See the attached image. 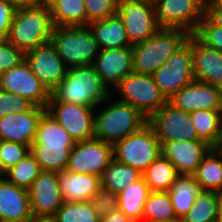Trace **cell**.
I'll return each instance as SVG.
<instances>
[{
  "instance_id": "obj_5",
  "label": "cell",
  "mask_w": 222,
  "mask_h": 222,
  "mask_svg": "<svg viewBox=\"0 0 222 222\" xmlns=\"http://www.w3.org/2000/svg\"><path fill=\"white\" fill-rule=\"evenodd\" d=\"M50 43L68 69L92 65L100 50L89 26L54 27Z\"/></svg>"
},
{
  "instance_id": "obj_46",
  "label": "cell",
  "mask_w": 222,
  "mask_h": 222,
  "mask_svg": "<svg viewBox=\"0 0 222 222\" xmlns=\"http://www.w3.org/2000/svg\"><path fill=\"white\" fill-rule=\"evenodd\" d=\"M100 222H134V221L130 219L124 212H122L117 208L108 215L100 217Z\"/></svg>"
},
{
  "instance_id": "obj_9",
  "label": "cell",
  "mask_w": 222,
  "mask_h": 222,
  "mask_svg": "<svg viewBox=\"0 0 222 222\" xmlns=\"http://www.w3.org/2000/svg\"><path fill=\"white\" fill-rule=\"evenodd\" d=\"M159 90L169 100L194 79L192 46L186 42L152 75Z\"/></svg>"
},
{
  "instance_id": "obj_19",
  "label": "cell",
  "mask_w": 222,
  "mask_h": 222,
  "mask_svg": "<svg viewBox=\"0 0 222 222\" xmlns=\"http://www.w3.org/2000/svg\"><path fill=\"white\" fill-rule=\"evenodd\" d=\"M45 113L46 108L34 105L26 112L0 117V140L30 147L37 133L38 123Z\"/></svg>"
},
{
  "instance_id": "obj_52",
  "label": "cell",
  "mask_w": 222,
  "mask_h": 222,
  "mask_svg": "<svg viewBox=\"0 0 222 222\" xmlns=\"http://www.w3.org/2000/svg\"><path fill=\"white\" fill-rule=\"evenodd\" d=\"M220 104L222 107V84L219 86Z\"/></svg>"
},
{
  "instance_id": "obj_32",
  "label": "cell",
  "mask_w": 222,
  "mask_h": 222,
  "mask_svg": "<svg viewBox=\"0 0 222 222\" xmlns=\"http://www.w3.org/2000/svg\"><path fill=\"white\" fill-rule=\"evenodd\" d=\"M50 12L54 27L87 26L84 0H59Z\"/></svg>"
},
{
  "instance_id": "obj_26",
  "label": "cell",
  "mask_w": 222,
  "mask_h": 222,
  "mask_svg": "<svg viewBox=\"0 0 222 222\" xmlns=\"http://www.w3.org/2000/svg\"><path fill=\"white\" fill-rule=\"evenodd\" d=\"M198 137L211 147L222 143V110H197L190 113Z\"/></svg>"
},
{
  "instance_id": "obj_15",
  "label": "cell",
  "mask_w": 222,
  "mask_h": 222,
  "mask_svg": "<svg viewBox=\"0 0 222 222\" xmlns=\"http://www.w3.org/2000/svg\"><path fill=\"white\" fill-rule=\"evenodd\" d=\"M24 61L50 93L62 82L68 70L50 42L25 52Z\"/></svg>"
},
{
  "instance_id": "obj_20",
  "label": "cell",
  "mask_w": 222,
  "mask_h": 222,
  "mask_svg": "<svg viewBox=\"0 0 222 222\" xmlns=\"http://www.w3.org/2000/svg\"><path fill=\"white\" fill-rule=\"evenodd\" d=\"M168 101L176 108L190 113L201 109L222 110L219 87L197 80L182 87Z\"/></svg>"
},
{
  "instance_id": "obj_2",
  "label": "cell",
  "mask_w": 222,
  "mask_h": 222,
  "mask_svg": "<svg viewBox=\"0 0 222 222\" xmlns=\"http://www.w3.org/2000/svg\"><path fill=\"white\" fill-rule=\"evenodd\" d=\"M110 95L101 105L105 108L97 113L94 112V138L103 142L114 144L122 138L140 130L148 123V118L145 117L134 106L111 99Z\"/></svg>"
},
{
  "instance_id": "obj_36",
  "label": "cell",
  "mask_w": 222,
  "mask_h": 222,
  "mask_svg": "<svg viewBox=\"0 0 222 222\" xmlns=\"http://www.w3.org/2000/svg\"><path fill=\"white\" fill-rule=\"evenodd\" d=\"M42 172L35 157L29 152L15 166L5 172L6 179L17 187L28 190Z\"/></svg>"
},
{
  "instance_id": "obj_23",
  "label": "cell",
  "mask_w": 222,
  "mask_h": 222,
  "mask_svg": "<svg viewBox=\"0 0 222 222\" xmlns=\"http://www.w3.org/2000/svg\"><path fill=\"white\" fill-rule=\"evenodd\" d=\"M58 181L64 202L90 201L101 188L100 176L67 170L58 173Z\"/></svg>"
},
{
  "instance_id": "obj_29",
  "label": "cell",
  "mask_w": 222,
  "mask_h": 222,
  "mask_svg": "<svg viewBox=\"0 0 222 222\" xmlns=\"http://www.w3.org/2000/svg\"><path fill=\"white\" fill-rule=\"evenodd\" d=\"M141 178L142 173L139 170L120 163L114 158L100 176L101 187L111 190L117 195Z\"/></svg>"
},
{
  "instance_id": "obj_38",
  "label": "cell",
  "mask_w": 222,
  "mask_h": 222,
  "mask_svg": "<svg viewBox=\"0 0 222 222\" xmlns=\"http://www.w3.org/2000/svg\"><path fill=\"white\" fill-rule=\"evenodd\" d=\"M193 35L205 46L222 51V27L214 25L205 15Z\"/></svg>"
},
{
  "instance_id": "obj_25",
  "label": "cell",
  "mask_w": 222,
  "mask_h": 222,
  "mask_svg": "<svg viewBox=\"0 0 222 222\" xmlns=\"http://www.w3.org/2000/svg\"><path fill=\"white\" fill-rule=\"evenodd\" d=\"M203 191L222 192V149L211 147L193 174Z\"/></svg>"
},
{
  "instance_id": "obj_14",
  "label": "cell",
  "mask_w": 222,
  "mask_h": 222,
  "mask_svg": "<svg viewBox=\"0 0 222 222\" xmlns=\"http://www.w3.org/2000/svg\"><path fill=\"white\" fill-rule=\"evenodd\" d=\"M0 89L27 98L43 108L47 107L51 95L25 61L0 75Z\"/></svg>"
},
{
  "instance_id": "obj_43",
  "label": "cell",
  "mask_w": 222,
  "mask_h": 222,
  "mask_svg": "<svg viewBox=\"0 0 222 222\" xmlns=\"http://www.w3.org/2000/svg\"><path fill=\"white\" fill-rule=\"evenodd\" d=\"M24 61V52L6 39L0 40V75Z\"/></svg>"
},
{
  "instance_id": "obj_42",
  "label": "cell",
  "mask_w": 222,
  "mask_h": 222,
  "mask_svg": "<svg viewBox=\"0 0 222 222\" xmlns=\"http://www.w3.org/2000/svg\"><path fill=\"white\" fill-rule=\"evenodd\" d=\"M90 203L95 213L103 217L118 208V195L101 187L91 198Z\"/></svg>"
},
{
  "instance_id": "obj_35",
  "label": "cell",
  "mask_w": 222,
  "mask_h": 222,
  "mask_svg": "<svg viewBox=\"0 0 222 222\" xmlns=\"http://www.w3.org/2000/svg\"><path fill=\"white\" fill-rule=\"evenodd\" d=\"M178 219L168 192L151 191L144 204L142 221Z\"/></svg>"
},
{
  "instance_id": "obj_40",
  "label": "cell",
  "mask_w": 222,
  "mask_h": 222,
  "mask_svg": "<svg viewBox=\"0 0 222 222\" xmlns=\"http://www.w3.org/2000/svg\"><path fill=\"white\" fill-rule=\"evenodd\" d=\"M119 0H84L87 26L116 14Z\"/></svg>"
},
{
  "instance_id": "obj_24",
  "label": "cell",
  "mask_w": 222,
  "mask_h": 222,
  "mask_svg": "<svg viewBox=\"0 0 222 222\" xmlns=\"http://www.w3.org/2000/svg\"><path fill=\"white\" fill-rule=\"evenodd\" d=\"M100 50L132 46L117 14L88 24Z\"/></svg>"
},
{
  "instance_id": "obj_4",
  "label": "cell",
  "mask_w": 222,
  "mask_h": 222,
  "mask_svg": "<svg viewBox=\"0 0 222 222\" xmlns=\"http://www.w3.org/2000/svg\"><path fill=\"white\" fill-rule=\"evenodd\" d=\"M189 36L190 33L181 28H160L149 39L132 45L134 73L153 75Z\"/></svg>"
},
{
  "instance_id": "obj_21",
  "label": "cell",
  "mask_w": 222,
  "mask_h": 222,
  "mask_svg": "<svg viewBox=\"0 0 222 222\" xmlns=\"http://www.w3.org/2000/svg\"><path fill=\"white\" fill-rule=\"evenodd\" d=\"M187 42L192 46L194 79L219 87L222 84V51L205 46L193 34Z\"/></svg>"
},
{
  "instance_id": "obj_8",
  "label": "cell",
  "mask_w": 222,
  "mask_h": 222,
  "mask_svg": "<svg viewBox=\"0 0 222 222\" xmlns=\"http://www.w3.org/2000/svg\"><path fill=\"white\" fill-rule=\"evenodd\" d=\"M116 14L131 45L149 39L160 29L154 0H119Z\"/></svg>"
},
{
  "instance_id": "obj_3",
  "label": "cell",
  "mask_w": 222,
  "mask_h": 222,
  "mask_svg": "<svg viewBox=\"0 0 222 222\" xmlns=\"http://www.w3.org/2000/svg\"><path fill=\"white\" fill-rule=\"evenodd\" d=\"M53 29L50 9L38 3L18 7L6 40L25 53L49 43Z\"/></svg>"
},
{
  "instance_id": "obj_11",
  "label": "cell",
  "mask_w": 222,
  "mask_h": 222,
  "mask_svg": "<svg viewBox=\"0 0 222 222\" xmlns=\"http://www.w3.org/2000/svg\"><path fill=\"white\" fill-rule=\"evenodd\" d=\"M94 112L95 108L62 101H49L46 107V113L58 122L75 142L94 138Z\"/></svg>"
},
{
  "instance_id": "obj_49",
  "label": "cell",
  "mask_w": 222,
  "mask_h": 222,
  "mask_svg": "<svg viewBox=\"0 0 222 222\" xmlns=\"http://www.w3.org/2000/svg\"><path fill=\"white\" fill-rule=\"evenodd\" d=\"M59 0H38L37 3L43 5L44 7L50 9Z\"/></svg>"
},
{
  "instance_id": "obj_44",
  "label": "cell",
  "mask_w": 222,
  "mask_h": 222,
  "mask_svg": "<svg viewBox=\"0 0 222 222\" xmlns=\"http://www.w3.org/2000/svg\"><path fill=\"white\" fill-rule=\"evenodd\" d=\"M16 7L6 0H0V40L8 37Z\"/></svg>"
},
{
  "instance_id": "obj_16",
  "label": "cell",
  "mask_w": 222,
  "mask_h": 222,
  "mask_svg": "<svg viewBox=\"0 0 222 222\" xmlns=\"http://www.w3.org/2000/svg\"><path fill=\"white\" fill-rule=\"evenodd\" d=\"M92 65L112 92L121 79L134 72L132 46L99 50Z\"/></svg>"
},
{
  "instance_id": "obj_48",
  "label": "cell",
  "mask_w": 222,
  "mask_h": 222,
  "mask_svg": "<svg viewBox=\"0 0 222 222\" xmlns=\"http://www.w3.org/2000/svg\"><path fill=\"white\" fill-rule=\"evenodd\" d=\"M6 1L13 4L16 8H18V7L31 6L37 4L38 0H6Z\"/></svg>"
},
{
  "instance_id": "obj_28",
  "label": "cell",
  "mask_w": 222,
  "mask_h": 222,
  "mask_svg": "<svg viewBox=\"0 0 222 222\" xmlns=\"http://www.w3.org/2000/svg\"><path fill=\"white\" fill-rule=\"evenodd\" d=\"M201 191L193 175H179L176 178L168 193L178 219H181L189 211Z\"/></svg>"
},
{
  "instance_id": "obj_51",
  "label": "cell",
  "mask_w": 222,
  "mask_h": 222,
  "mask_svg": "<svg viewBox=\"0 0 222 222\" xmlns=\"http://www.w3.org/2000/svg\"><path fill=\"white\" fill-rule=\"evenodd\" d=\"M142 222H181L180 219L161 220V221H142Z\"/></svg>"
},
{
  "instance_id": "obj_53",
  "label": "cell",
  "mask_w": 222,
  "mask_h": 222,
  "mask_svg": "<svg viewBox=\"0 0 222 222\" xmlns=\"http://www.w3.org/2000/svg\"><path fill=\"white\" fill-rule=\"evenodd\" d=\"M4 176H5V172L3 171L2 165H1V162H0V178H3Z\"/></svg>"
},
{
  "instance_id": "obj_13",
  "label": "cell",
  "mask_w": 222,
  "mask_h": 222,
  "mask_svg": "<svg viewBox=\"0 0 222 222\" xmlns=\"http://www.w3.org/2000/svg\"><path fill=\"white\" fill-rule=\"evenodd\" d=\"M112 159L113 144L96 138L75 142L70 151L66 170L101 176Z\"/></svg>"
},
{
  "instance_id": "obj_6",
  "label": "cell",
  "mask_w": 222,
  "mask_h": 222,
  "mask_svg": "<svg viewBox=\"0 0 222 222\" xmlns=\"http://www.w3.org/2000/svg\"><path fill=\"white\" fill-rule=\"evenodd\" d=\"M161 155V143L147 123L113 144V158L143 173Z\"/></svg>"
},
{
  "instance_id": "obj_12",
  "label": "cell",
  "mask_w": 222,
  "mask_h": 222,
  "mask_svg": "<svg viewBox=\"0 0 222 222\" xmlns=\"http://www.w3.org/2000/svg\"><path fill=\"white\" fill-rule=\"evenodd\" d=\"M159 141L201 140L191 121L190 112L176 108L167 101L149 119Z\"/></svg>"
},
{
  "instance_id": "obj_17",
  "label": "cell",
  "mask_w": 222,
  "mask_h": 222,
  "mask_svg": "<svg viewBox=\"0 0 222 222\" xmlns=\"http://www.w3.org/2000/svg\"><path fill=\"white\" fill-rule=\"evenodd\" d=\"M161 155L176 168L179 175H193L211 146L204 140L160 141Z\"/></svg>"
},
{
  "instance_id": "obj_33",
  "label": "cell",
  "mask_w": 222,
  "mask_h": 222,
  "mask_svg": "<svg viewBox=\"0 0 222 222\" xmlns=\"http://www.w3.org/2000/svg\"><path fill=\"white\" fill-rule=\"evenodd\" d=\"M219 193L201 191L189 211L180 219L181 222H216L218 215Z\"/></svg>"
},
{
  "instance_id": "obj_45",
  "label": "cell",
  "mask_w": 222,
  "mask_h": 222,
  "mask_svg": "<svg viewBox=\"0 0 222 222\" xmlns=\"http://www.w3.org/2000/svg\"><path fill=\"white\" fill-rule=\"evenodd\" d=\"M204 15L214 25L222 27V5L217 0H205Z\"/></svg>"
},
{
  "instance_id": "obj_27",
  "label": "cell",
  "mask_w": 222,
  "mask_h": 222,
  "mask_svg": "<svg viewBox=\"0 0 222 222\" xmlns=\"http://www.w3.org/2000/svg\"><path fill=\"white\" fill-rule=\"evenodd\" d=\"M150 192L143 178L133 182L118 194V209L134 222H142L144 204Z\"/></svg>"
},
{
  "instance_id": "obj_31",
  "label": "cell",
  "mask_w": 222,
  "mask_h": 222,
  "mask_svg": "<svg viewBox=\"0 0 222 222\" xmlns=\"http://www.w3.org/2000/svg\"><path fill=\"white\" fill-rule=\"evenodd\" d=\"M74 146H45L31 144L30 152L35 157L42 171L61 172L66 170L70 151Z\"/></svg>"
},
{
  "instance_id": "obj_1",
  "label": "cell",
  "mask_w": 222,
  "mask_h": 222,
  "mask_svg": "<svg viewBox=\"0 0 222 222\" xmlns=\"http://www.w3.org/2000/svg\"><path fill=\"white\" fill-rule=\"evenodd\" d=\"M110 95L112 92L102 82L94 66L89 65L68 69L65 78L51 92L49 101H62L99 109Z\"/></svg>"
},
{
  "instance_id": "obj_18",
  "label": "cell",
  "mask_w": 222,
  "mask_h": 222,
  "mask_svg": "<svg viewBox=\"0 0 222 222\" xmlns=\"http://www.w3.org/2000/svg\"><path fill=\"white\" fill-rule=\"evenodd\" d=\"M28 194L34 215H55L64 203L57 172L42 171L31 184Z\"/></svg>"
},
{
  "instance_id": "obj_50",
  "label": "cell",
  "mask_w": 222,
  "mask_h": 222,
  "mask_svg": "<svg viewBox=\"0 0 222 222\" xmlns=\"http://www.w3.org/2000/svg\"><path fill=\"white\" fill-rule=\"evenodd\" d=\"M222 222V192L219 193L217 221Z\"/></svg>"
},
{
  "instance_id": "obj_34",
  "label": "cell",
  "mask_w": 222,
  "mask_h": 222,
  "mask_svg": "<svg viewBox=\"0 0 222 222\" xmlns=\"http://www.w3.org/2000/svg\"><path fill=\"white\" fill-rule=\"evenodd\" d=\"M32 144L74 146L75 141L58 122L45 113L38 123L37 133Z\"/></svg>"
},
{
  "instance_id": "obj_30",
  "label": "cell",
  "mask_w": 222,
  "mask_h": 222,
  "mask_svg": "<svg viewBox=\"0 0 222 222\" xmlns=\"http://www.w3.org/2000/svg\"><path fill=\"white\" fill-rule=\"evenodd\" d=\"M179 176L175 166L160 155L142 173L150 191L168 192Z\"/></svg>"
},
{
  "instance_id": "obj_37",
  "label": "cell",
  "mask_w": 222,
  "mask_h": 222,
  "mask_svg": "<svg viewBox=\"0 0 222 222\" xmlns=\"http://www.w3.org/2000/svg\"><path fill=\"white\" fill-rule=\"evenodd\" d=\"M54 216L57 222H100L90 201L64 202Z\"/></svg>"
},
{
  "instance_id": "obj_47",
  "label": "cell",
  "mask_w": 222,
  "mask_h": 222,
  "mask_svg": "<svg viewBox=\"0 0 222 222\" xmlns=\"http://www.w3.org/2000/svg\"><path fill=\"white\" fill-rule=\"evenodd\" d=\"M26 222H57V220L54 215H34V214H32V216Z\"/></svg>"
},
{
  "instance_id": "obj_22",
  "label": "cell",
  "mask_w": 222,
  "mask_h": 222,
  "mask_svg": "<svg viewBox=\"0 0 222 222\" xmlns=\"http://www.w3.org/2000/svg\"><path fill=\"white\" fill-rule=\"evenodd\" d=\"M31 216L28 190L0 178V222H26Z\"/></svg>"
},
{
  "instance_id": "obj_10",
  "label": "cell",
  "mask_w": 222,
  "mask_h": 222,
  "mask_svg": "<svg viewBox=\"0 0 222 222\" xmlns=\"http://www.w3.org/2000/svg\"><path fill=\"white\" fill-rule=\"evenodd\" d=\"M160 28H181L193 34L204 17L205 0H154Z\"/></svg>"
},
{
  "instance_id": "obj_39",
  "label": "cell",
  "mask_w": 222,
  "mask_h": 222,
  "mask_svg": "<svg viewBox=\"0 0 222 222\" xmlns=\"http://www.w3.org/2000/svg\"><path fill=\"white\" fill-rule=\"evenodd\" d=\"M30 152V147L22 143L0 140V162L4 172L15 166L25 155Z\"/></svg>"
},
{
  "instance_id": "obj_41",
  "label": "cell",
  "mask_w": 222,
  "mask_h": 222,
  "mask_svg": "<svg viewBox=\"0 0 222 222\" xmlns=\"http://www.w3.org/2000/svg\"><path fill=\"white\" fill-rule=\"evenodd\" d=\"M33 106L27 98L0 89V117L26 112Z\"/></svg>"
},
{
  "instance_id": "obj_7",
  "label": "cell",
  "mask_w": 222,
  "mask_h": 222,
  "mask_svg": "<svg viewBox=\"0 0 222 222\" xmlns=\"http://www.w3.org/2000/svg\"><path fill=\"white\" fill-rule=\"evenodd\" d=\"M117 92L121 97L118 96L119 101L134 106L148 119L168 101L152 75L133 72L112 89V94Z\"/></svg>"
}]
</instances>
